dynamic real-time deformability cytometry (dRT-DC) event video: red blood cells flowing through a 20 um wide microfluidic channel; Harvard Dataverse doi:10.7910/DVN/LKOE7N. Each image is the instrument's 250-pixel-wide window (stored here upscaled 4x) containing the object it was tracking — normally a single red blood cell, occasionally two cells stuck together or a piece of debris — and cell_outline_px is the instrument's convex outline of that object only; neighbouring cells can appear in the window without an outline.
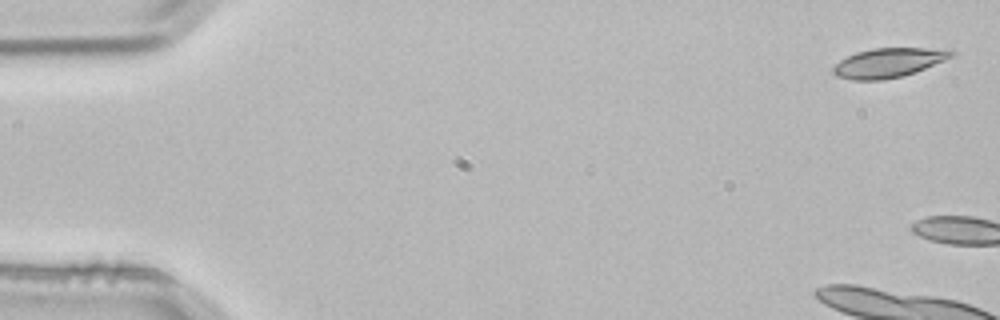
{"species": "common noctule bat (a hibernating species)", "species_latin": "Nyctalus noctula", "temperature_condition": "room temperature", "stored_images_in_passage": 4, "camera_frame_rate_fps": 3000, "um_per_image_px": 0.085, "animal": {"sex": "male", "body_mass_g": 21.5, "forearm_length_mm": 52.0}, "frame": {"image": 1, "passage_image": 1, "time_ms": 0.0, "image_size_px": [1000, 320], "cell_outline_px": [[956, 52], [952, 56], [944, 60], [916, 72], [904, 76], [884, 80], [852, 80], [836, 76], [832, 72], [832, 68], [840, 60], [856, 52], [872, 48], [952, 48]], "centroid_in_image_um": [75.55, 5.33], "position_along_channel_um": 9.5, "area_um2": 20.46}}